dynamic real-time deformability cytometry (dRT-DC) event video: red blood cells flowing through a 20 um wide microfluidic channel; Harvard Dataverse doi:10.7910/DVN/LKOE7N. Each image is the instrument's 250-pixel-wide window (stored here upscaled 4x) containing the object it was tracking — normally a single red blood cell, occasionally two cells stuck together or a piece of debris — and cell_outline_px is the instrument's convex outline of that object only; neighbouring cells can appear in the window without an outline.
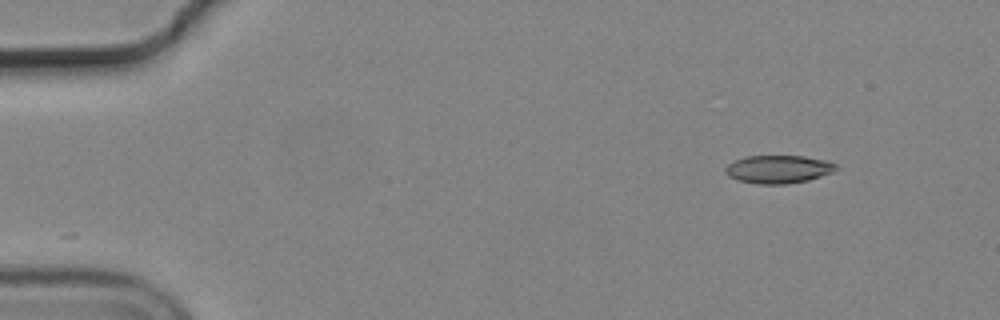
{"species": "common noctule bat (a hibernating species)", "species_latin": "Nyctalus noctula", "temperature_condition": "cold", "stored_images_in_passage": 50, "camera_frame_rate_fps": 3000, "um_per_image_px": 0.085, "animal": {"sex": "male", "body_mass_g": 19.2, "forearm_length_mm": 51.8}, "frame": {"image": 1, "passage_image": 1, "time_ms": 0.0, "image_size_px": [1000, 320], "cell_outline_px": [[840, 168], [832, 172], [808, 180], [788, 184], [756, 184], [736, 180], [728, 176], [724, 172], [724, 168], [728, 164], [744, 156], [804, 156], [828, 160], [836, 164]], "centroid_in_image_um": [66.15, 14.38], "position_along_channel_um": 18.8, "area_um2": 18.32}}
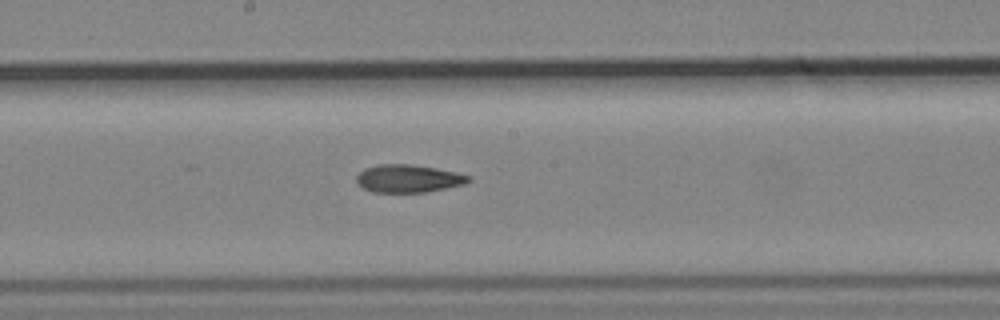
{"frame": {"image": 2, "passage_image": 25, "time_ms": 8.0, "image_size_px": [1000, 320], "cell_outline_px": [[472, 180], [464, 184], [424, 192], [372, 192], [364, 188], [356, 180], [356, 176], [364, 168], [376, 164], [408, 164], [436, 168], [456, 172], [472, 176]], "centroid_in_image_um": [34.71, 15.16], "position_along_channel_um": 213.5, "area_um2": 18.09}}
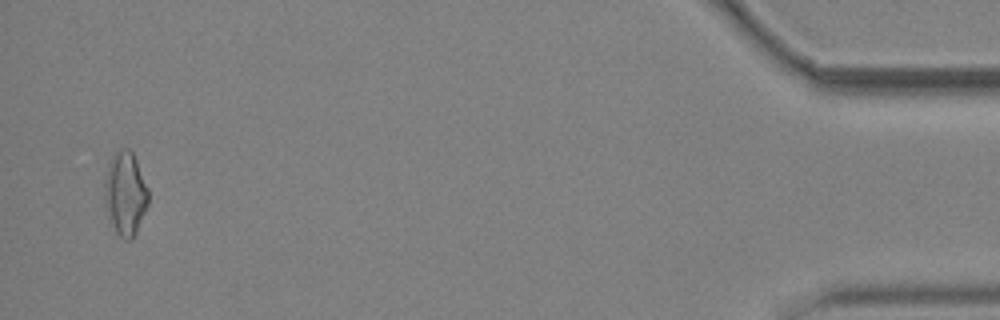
{"frame": {"image": 3, "passage_image": 49, "time_ms": 16.0, "image_size_px": [1000, 320], "cell_outline_px": [[148, 204], [136, 232], [128, 240], [124, 240], [116, 232], [104, 208], [104, 184], [108, 164], [112, 156], [120, 148], [128, 148], [132, 152], [136, 160], [148, 188]], "centroid_in_image_um": [10.63, 16.44], "position_along_channel_um": 424.6, "area_um2": 21.27}, "authors_computed_cell_mechanics": {"area_um2": 18.6116, "velocity_mm_per_s": 3.6941, "shape_relaxation_time_tau1_ms": null, "shape_relaxation_time_tau2_ms": 5.562, "deformation_change_tau1": null, "deformation_change_tau2": 0.1422}}